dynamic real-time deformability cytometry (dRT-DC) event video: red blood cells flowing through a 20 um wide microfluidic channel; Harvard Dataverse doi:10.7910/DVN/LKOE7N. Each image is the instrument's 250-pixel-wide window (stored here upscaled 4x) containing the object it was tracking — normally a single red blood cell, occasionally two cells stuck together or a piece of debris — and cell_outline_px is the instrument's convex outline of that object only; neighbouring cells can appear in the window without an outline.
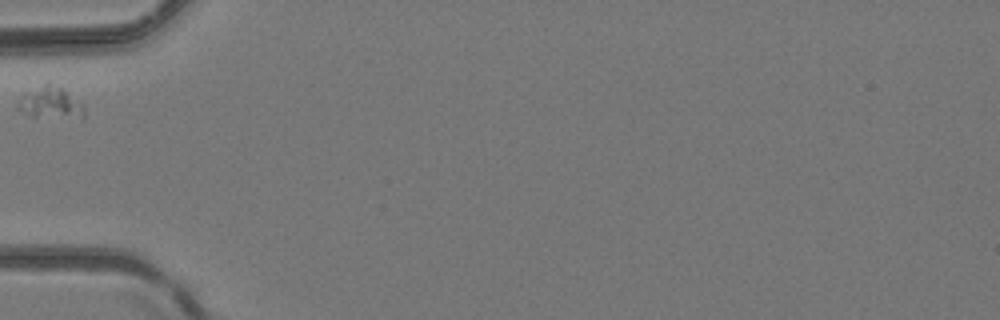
{"species": "common noctule bat (a hibernating species)", "species_latin": "Nyctalus noctula", "temperature_condition": "room temperature", "stored_images_in_passage": 1, "camera_frame_rate_fps": 3000, "um_per_image_px": 0.085, "animal": {"sex": "female", "body_mass_g": 24.6, "forearm_length_mm": 56.2}, "frame": {"image": 1, "passage_image": 1, "time_ms": 0.0, "image_size_px": [1000, 320], "cell_outline_px": [[84, 120], [32, 116], [16, 108], [16, 104], [20, 96], [24, 92], [48, 80], [52, 80], [84, 104]], "centroid_in_image_um": [4.31, 8.71], "position_along_channel_um": 80.7, "area_um2": 13.18}}